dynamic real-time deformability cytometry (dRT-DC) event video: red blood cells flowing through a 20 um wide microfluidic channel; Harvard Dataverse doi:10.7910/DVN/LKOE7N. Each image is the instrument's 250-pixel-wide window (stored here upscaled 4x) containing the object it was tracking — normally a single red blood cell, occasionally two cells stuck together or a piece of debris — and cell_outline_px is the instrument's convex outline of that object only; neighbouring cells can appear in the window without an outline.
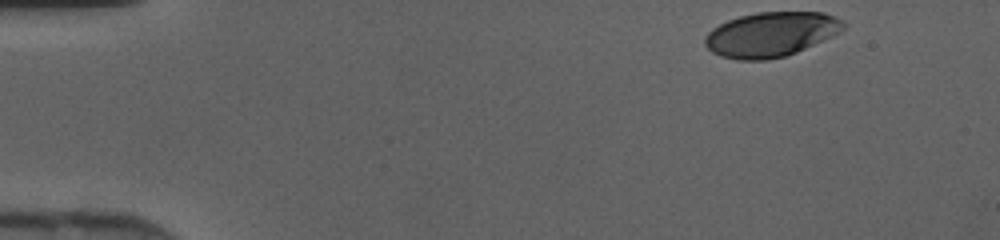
{"species": "human", "species_latin": "Homo sapiens", "temperature_condition": "cold", "stored_images_in_passage": 34, "camera_frame_rate_fps": 3000, "um_per_image_px": 0.085, "donor": {"sex": "female"}, "frame": {"image": 1, "passage_image": 1, "time_ms": 0.0, "image_size_px": [1000, 240], "cell_outline_px": [[844, 28], [840, 32], [832, 36], [796, 52], [784, 56], [764, 60], [736, 60], [720, 56], [712, 52], [704, 44], [704, 36], [712, 28], [728, 20], [740, 16], [756, 12], [824, 12], [836, 16], [844, 20]], "centroid_in_image_um": [65.52, 2.91], "position_along_channel_um": 19.5, "area_um2": 36.13}}
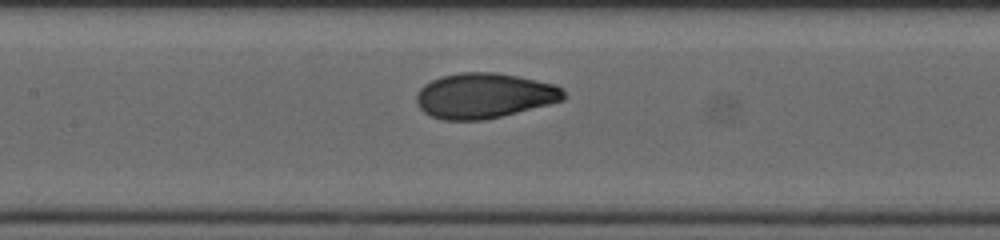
{"frame": {"image": 2, "passage_image": 18, "time_ms": 5.667, "image_size_px": [1000, 240], "cell_outline_px": [[564, 100], [484, 120], [444, 120], [432, 116], [424, 112], [416, 104], [416, 92], [424, 84], [440, 76], [460, 72], [496, 72], [556, 84], [564, 88]], "centroid_in_image_um": [41.13, 8.12], "position_along_channel_um": 166.3, "area_um2": 38.78}}
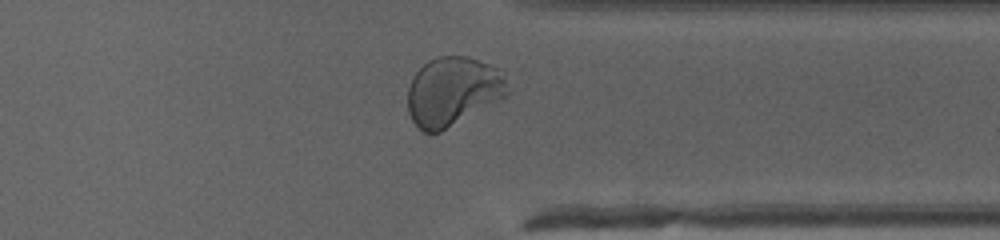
{"frame": {"image": 3, "passage_image": 32, "time_ms": 10.333, "image_size_px": [1000, 240], "cell_outline_px": [[508, 96], [440, 132], [424, 132], [412, 120], [408, 112], [408, 88], [412, 76], [428, 60], [440, 56], [468, 56], [504, 68], [508, 92]], "centroid_in_image_um": [38.53, 7.73], "position_along_channel_um": 372.9, "area_um2": 40.52}}